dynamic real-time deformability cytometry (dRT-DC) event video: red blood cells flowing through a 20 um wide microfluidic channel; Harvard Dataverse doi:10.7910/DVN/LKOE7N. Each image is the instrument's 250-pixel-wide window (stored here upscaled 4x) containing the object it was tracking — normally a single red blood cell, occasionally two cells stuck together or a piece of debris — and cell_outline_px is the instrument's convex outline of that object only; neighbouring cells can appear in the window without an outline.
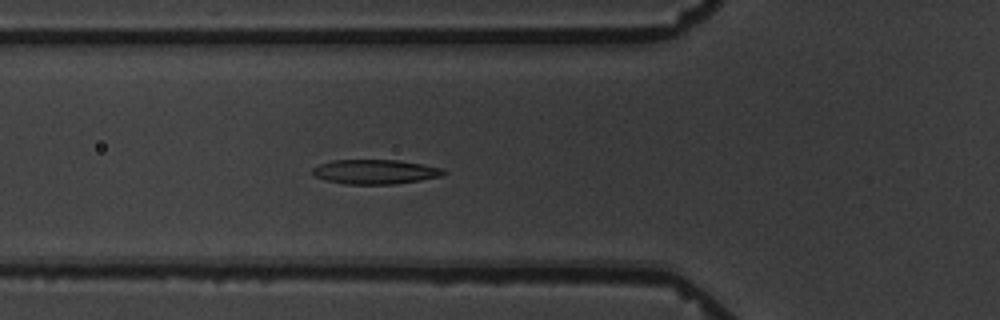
{"species": "common noctule bat (a hibernating species)", "species_latin": "Nyctalus noctula", "temperature_condition": "warm", "stored_images_in_passage": 6, "camera_frame_rate_fps": 3000, "um_per_image_px": 0.085, "animal": {"sex": "male", "body_mass_g": 19.5, "forearm_length_mm": 54.6}, "frame": {"image": 1, "passage_image": 6, "time_ms": 6.667, "image_size_px": [1000, 320], "cell_outline_px": [[448, 172], [440, 176], [420, 180], [392, 184], [344, 184], [328, 180], [316, 176], [312, 172], [312, 168], [320, 164], [332, 160], [400, 160], [444, 168]], "centroid_in_image_um": [31.92, 14.59], "position_along_channel_um": 93.9, "area_um2": 18.61}}